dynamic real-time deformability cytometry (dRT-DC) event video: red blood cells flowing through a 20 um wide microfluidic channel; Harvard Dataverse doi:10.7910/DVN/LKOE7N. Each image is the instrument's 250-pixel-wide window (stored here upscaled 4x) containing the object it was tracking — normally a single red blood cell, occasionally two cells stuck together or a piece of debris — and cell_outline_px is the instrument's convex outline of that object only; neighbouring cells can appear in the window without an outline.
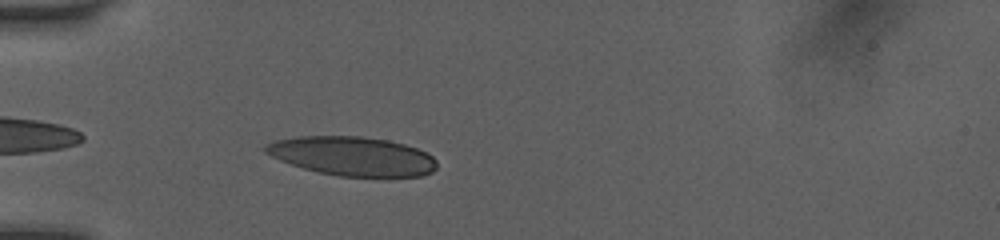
{"species": "human", "species_latin": "Homo sapiens", "temperature_condition": "room temperature", "stored_images_in_passage": 37, "camera_frame_rate_fps": 3000, "um_per_image_px": 0.085, "donor": {"sex": "female"}, "frame": {"image": 1, "passage_image": 2, "time_ms": 0.333, "image_size_px": [1000, 240], "cell_outline_px": [[436, 168], [432, 172], [420, 176], [340, 176], [320, 172], [304, 168], [280, 160], [264, 152], [260, 148], [264, 144], [272, 140], [296, 136], [360, 136], [388, 140], [404, 144], [416, 148], [432, 156], [436, 160]], "centroid_in_image_um": [29.89, 13.25], "position_along_channel_um": 55.1, "area_um2": 38.96}}
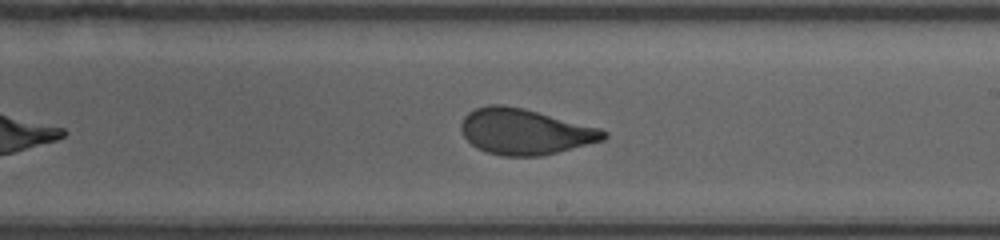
{"frame": {"image": 2, "passage_image": 17, "time_ms": 5.333, "image_size_px": [1000, 240], "cell_outline_px": [[608, 136], [604, 140], [540, 156], [500, 156], [476, 148], [464, 136], [460, 128], [460, 124], [464, 116], [468, 112], [476, 108], [488, 104], [504, 104], [524, 108], [600, 128], [608, 132]], "centroid_in_image_um": [44.6, 11.18], "position_along_channel_um": 244.4, "area_um2": 38.03}}
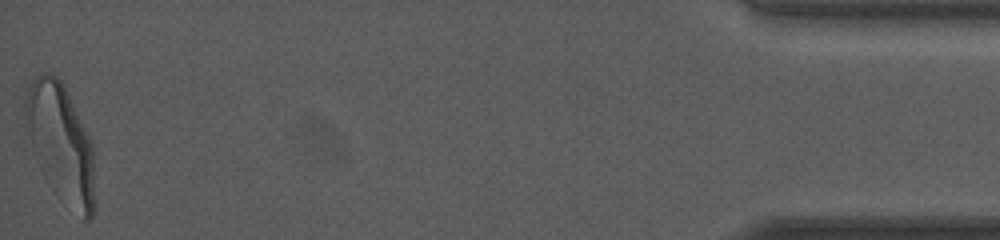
{"frame": {"image": 3, "passage_image": 37, "time_ms": 12.0, "image_size_px": [1000, 240], "cell_outline_px": [[92, 216], [88, 220], [84, 220], [32, 144], [24, 108], [24, 100], [28, 88], [32, 80], [40, 72], [48, 72], [56, 76], [64, 84], [92, 144]], "centroid_in_image_um": [5.17, 11.81], "position_along_channel_um": 430.0, "area_um2": 42.66}, "authors_computed_cell_mechanics": {"area_um2": 38.9572, "velocity_mm_per_s": 4.0578, "shape_relaxation_time_tau1_ms": 6.028, "shape_relaxation_time_tau2_ms": 0.8725, "deformation_change_tau1": 0.2081, "deformation_change_tau2": 0.0754}}